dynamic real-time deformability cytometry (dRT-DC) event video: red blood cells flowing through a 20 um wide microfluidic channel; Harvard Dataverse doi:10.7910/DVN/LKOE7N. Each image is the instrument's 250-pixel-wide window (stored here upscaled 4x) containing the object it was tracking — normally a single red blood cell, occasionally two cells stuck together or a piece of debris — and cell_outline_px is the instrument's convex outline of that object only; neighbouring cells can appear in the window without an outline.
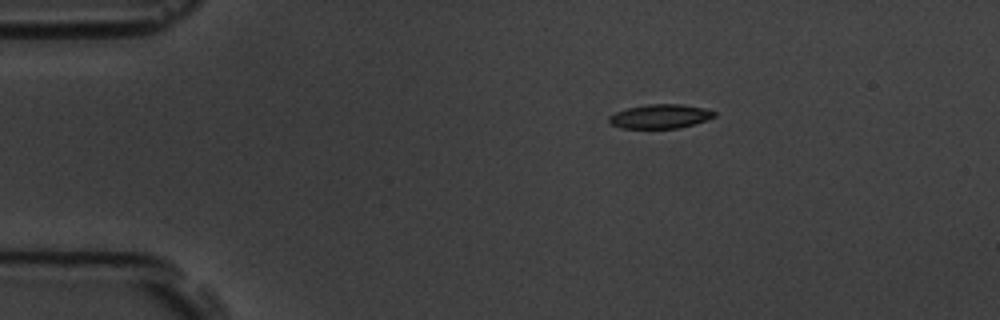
{"species": "common noctule bat (a hibernating species)", "species_latin": "Nyctalus noctula", "temperature_condition": "room temperature", "stored_images_in_passage": 3, "camera_frame_rate_fps": 3000, "um_per_image_px": 0.085, "animal": {"sex": "male", "body_mass_g": 19.5, "forearm_length_mm": 54.6}, "frame": {"image": 1, "passage_image": 1, "time_ms": 0.0, "image_size_px": [1000, 320], "cell_outline_px": [[716, 116], [708, 120], [676, 128], [620, 128], [608, 124], [608, 116], [616, 112], [628, 108], [648, 104], [684, 104], [704, 108], [716, 112]], "centroid_in_image_um": [56.1, 9.89], "position_along_channel_um": 28.9, "area_um2": 14.85}}